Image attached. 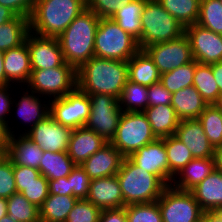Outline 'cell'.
<instances>
[{
  "label": "cell",
  "mask_w": 222,
  "mask_h": 222,
  "mask_svg": "<svg viewBox=\"0 0 222 222\" xmlns=\"http://www.w3.org/2000/svg\"><path fill=\"white\" fill-rule=\"evenodd\" d=\"M128 80L127 61L94 56L77 69V87L87 95L108 94L119 99Z\"/></svg>",
  "instance_id": "obj_1"
},
{
  "label": "cell",
  "mask_w": 222,
  "mask_h": 222,
  "mask_svg": "<svg viewBox=\"0 0 222 222\" xmlns=\"http://www.w3.org/2000/svg\"><path fill=\"white\" fill-rule=\"evenodd\" d=\"M85 9L86 0H37L29 17L30 31L58 38Z\"/></svg>",
  "instance_id": "obj_2"
},
{
  "label": "cell",
  "mask_w": 222,
  "mask_h": 222,
  "mask_svg": "<svg viewBox=\"0 0 222 222\" xmlns=\"http://www.w3.org/2000/svg\"><path fill=\"white\" fill-rule=\"evenodd\" d=\"M100 18L85 9L57 38L66 63L78 69L94 57L95 33Z\"/></svg>",
  "instance_id": "obj_3"
},
{
  "label": "cell",
  "mask_w": 222,
  "mask_h": 222,
  "mask_svg": "<svg viewBox=\"0 0 222 222\" xmlns=\"http://www.w3.org/2000/svg\"><path fill=\"white\" fill-rule=\"evenodd\" d=\"M116 176L120 184L124 207L131 204L155 202L167 187L158 176L138 167L129 157H124Z\"/></svg>",
  "instance_id": "obj_4"
},
{
  "label": "cell",
  "mask_w": 222,
  "mask_h": 222,
  "mask_svg": "<svg viewBox=\"0 0 222 222\" xmlns=\"http://www.w3.org/2000/svg\"><path fill=\"white\" fill-rule=\"evenodd\" d=\"M139 49L179 38L185 28L157 0H146L141 14Z\"/></svg>",
  "instance_id": "obj_5"
},
{
  "label": "cell",
  "mask_w": 222,
  "mask_h": 222,
  "mask_svg": "<svg viewBox=\"0 0 222 222\" xmlns=\"http://www.w3.org/2000/svg\"><path fill=\"white\" fill-rule=\"evenodd\" d=\"M139 50L137 40L122 30L112 18H100L95 33V57L128 61Z\"/></svg>",
  "instance_id": "obj_6"
},
{
  "label": "cell",
  "mask_w": 222,
  "mask_h": 222,
  "mask_svg": "<svg viewBox=\"0 0 222 222\" xmlns=\"http://www.w3.org/2000/svg\"><path fill=\"white\" fill-rule=\"evenodd\" d=\"M155 139L156 136L152 133L151 125L143 112H123L110 143L124 157H129Z\"/></svg>",
  "instance_id": "obj_7"
},
{
  "label": "cell",
  "mask_w": 222,
  "mask_h": 222,
  "mask_svg": "<svg viewBox=\"0 0 222 222\" xmlns=\"http://www.w3.org/2000/svg\"><path fill=\"white\" fill-rule=\"evenodd\" d=\"M27 84L34 93L64 97L77 87V69L65 62L55 68L32 70Z\"/></svg>",
  "instance_id": "obj_8"
},
{
  "label": "cell",
  "mask_w": 222,
  "mask_h": 222,
  "mask_svg": "<svg viewBox=\"0 0 222 222\" xmlns=\"http://www.w3.org/2000/svg\"><path fill=\"white\" fill-rule=\"evenodd\" d=\"M90 115L85 127L102 136L107 142L116 134L123 111L117 98L108 94H92Z\"/></svg>",
  "instance_id": "obj_9"
},
{
  "label": "cell",
  "mask_w": 222,
  "mask_h": 222,
  "mask_svg": "<svg viewBox=\"0 0 222 222\" xmlns=\"http://www.w3.org/2000/svg\"><path fill=\"white\" fill-rule=\"evenodd\" d=\"M163 222H196L203 210L191 191L168 185L157 200Z\"/></svg>",
  "instance_id": "obj_10"
},
{
  "label": "cell",
  "mask_w": 222,
  "mask_h": 222,
  "mask_svg": "<svg viewBox=\"0 0 222 222\" xmlns=\"http://www.w3.org/2000/svg\"><path fill=\"white\" fill-rule=\"evenodd\" d=\"M50 115L63 126L76 129L85 126L90 115L89 95L76 87L64 97L52 99Z\"/></svg>",
  "instance_id": "obj_11"
},
{
  "label": "cell",
  "mask_w": 222,
  "mask_h": 222,
  "mask_svg": "<svg viewBox=\"0 0 222 222\" xmlns=\"http://www.w3.org/2000/svg\"><path fill=\"white\" fill-rule=\"evenodd\" d=\"M143 50L153 60L160 74L194 61L189 40L185 34L171 41L152 44Z\"/></svg>",
  "instance_id": "obj_12"
},
{
  "label": "cell",
  "mask_w": 222,
  "mask_h": 222,
  "mask_svg": "<svg viewBox=\"0 0 222 222\" xmlns=\"http://www.w3.org/2000/svg\"><path fill=\"white\" fill-rule=\"evenodd\" d=\"M194 60L202 64L222 61V35L195 23L185 28Z\"/></svg>",
  "instance_id": "obj_13"
},
{
  "label": "cell",
  "mask_w": 222,
  "mask_h": 222,
  "mask_svg": "<svg viewBox=\"0 0 222 222\" xmlns=\"http://www.w3.org/2000/svg\"><path fill=\"white\" fill-rule=\"evenodd\" d=\"M73 129L61 125L49 114L24 134L42 150L51 152L67 151Z\"/></svg>",
  "instance_id": "obj_14"
},
{
  "label": "cell",
  "mask_w": 222,
  "mask_h": 222,
  "mask_svg": "<svg viewBox=\"0 0 222 222\" xmlns=\"http://www.w3.org/2000/svg\"><path fill=\"white\" fill-rule=\"evenodd\" d=\"M26 42L32 70L55 68L65 63L56 37H43L30 31Z\"/></svg>",
  "instance_id": "obj_15"
},
{
  "label": "cell",
  "mask_w": 222,
  "mask_h": 222,
  "mask_svg": "<svg viewBox=\"0 0 222 222\" xmlns=\"http://www.w3.org/2000/svg\"><path fill=\"white\" fill-rule=\"evenodd\" d=\"M129 158L146 172L158 176L168 186V161L164 138H156Z\"/></svg>",
  "instance_id": "obj_16"
},
{
  "label": "cell",
  "mask_w": 222,
  "mask_h": 222,
  "mask_svg": "<svg viewBox=\"0 0 222 222\" xmlns=\"http://www.w3.org/2000/svg\"><path fill=\"white\" fill-rule=\"evenodd\" d=\"M175 136L190 150L193 158H215L216 149L198 119L181 120Z\"/></svg>",
  "instance_id": "obj_17"
},
{
  "label": "cell",
  "mask_w": 222,
  "mask_h": 222,
  "mask_svg": "<svg viewBox=\"0 0 222 222\" xmlns=\"http://www.w3.org/2000/svg\"><path fill=\"white\" fill-rule=\"evenodd\" d=\"M86 199L101 210L124 207L123 196L116 175L92 179Z\"/></svg>",
  "instance_id": "obj_18"
},
{
  "label": "cell",
  "mask_w": 222,
  "mask_h": 222,
  "mask_svg": "<svg viewBox=\"0 0 222 222\" xmlns=\"http://www.w3.org/2000/svg\"><path fill=\"white\" fill-rule=\"evenodd\" d=\"M124 156L108 142L80 166L91 179L116 175Z\"/></svg>",
  "instance_id": "obj_19"
},
{
  "label": "cell",
  "mask_w": 222,
  "mask_h": 222,
  "mask_svg": "<svg viewBox=\"0 0 222 222\" xmlns=\"http://www.w3.org/2000/svg\"><path fill=\"white\" fill-rule=\"evenodd\" d=\"M107 143L102 136L83 126L73 129L67 152L76 165H81Z\"/></svg>",
  "instance_id": "obj_20"
},
{
  "label": "cell",
  "mask_w": 222,
  "mask_h": 222,
  "mask_svg": "<svg viewBox=\"0 0 222 222\" xmlns=\"http://www.w3.org/2000/svg\"><path fill=\"white\" fill-rule=\"evenodd\" d=\"M6 85L10 82L27 83L31 75V62L27 42L4 52Z\"/></svg>",
  "instance_id": "obj_21"
},
{
  "label": "cell",
  "mask_w": 222,
  "mask_h": 222,
  "mask_svg": "<svg viewBox=\"0 0 222 222\" xmlns=\"http://www.w3.org/2000/svg\"><path fill=\"white\" fill-rule=\"evenodd\" d=\"M14 135L15 134H12L10 136L6 156L14 165L38 169L40 161L43 158L44 150L30 140L25 134H20L17 139H15Z\"/></svg>",
  "instance_id": "obj_22"
},
{
  "label": "cell",
  "mask_w": 222,
  "mask_h": 222,
  "mask_svg": "<svg viewBox=\"0 0 222 222\" xmlns=\"http://www.w3.org/2000/svg\"><path fill=\"white\" fill-rule=\"evenodd\" d=\"M216 168L215 158H193L177 175L171 184L174 188L191 191ZM176 178L179 180L176 181Z\"/></svg>",
  "instance_id": "obj_23"
},
{
  "label": "cell",
  "mask_w": 222,
  "mask_h": 222,
  "mask_svg": "<svg viewBox=\"0 0 222 222\" xmlns=\"http://www.w3.org/2000/svg\"><path fill=\"white\" fill-rule=\"evenodd\" d=\"M207 105L194 86H188L172 94L171 106L180 120L198 119Z\"/></svg>",
  "instance_id": "obj_24"
},
{
  "label": "cell",
  "mask_w": 222,
  "mask_h": 222,
  "mask_svg": "<svg viewBox=\"0 0 222 222\" xmlns=\"http://www.w3.org/2000/svg\"><path fill=\"white\" fill-rule=\"evenodd\" d=\"M203 211L222 206V170H215L191 190Z\"/></svg>",
  "instance_id": "obj_25"
},
{
  "label": "cell",
  "mask_w": 222,
  "mask_h": 222,
  "mask_svg": "<svg viewBox=\"0 0 222 222\" xmlns=\"http://www.w3.org/2000/svg\"><path fill=\"white\" fill-rule=\"evenodd\" d=\"M151 125L152 133L156 138L169 137L175 135L180 123L174 108L171 105H158L148 107L143 111Z\"/></svg>",
  "instance_id": "obj_26"
},
{
  "label": "cell",
  "mask_w": 222,
  "mask_h": 222,
  "mask_svg": "<svg viewBox=\"0 0 222 222\" xmlns=\"http://www.w3.org/2000/svg\"><path fill=\"white\" fill-rule=\"evenodd\" d=\"M127 64L131 82L148 87L160 81L158 68L144 50L140 49Z\"/></svg>",
  "instance_id": "obj_27"
},
{
  "label": "cell",
  "mask_w": 222,
  "mask_h": 222,
  "mask_svg": "<svg viewBox=\"0 0 222 222\" xmlns=\"http://www.w3.org/2000/svg\"><path fill=\"white\" fill-rule=\"evenodd\" d=\"M76 164L67 151L51 152L44 150L38 170L47 180L68 177Z\"/></svg>",
  "instance_id": "obj_28"
},
{
  "label": "cell",
  "mask_w": 222,
  "mask_h": 222,
  "mask_svg": "<svg viewBox=\"0 0 222 222\" xmlns=\"http://www.w3.org/2000/svg\"><path fill=\"white\" fill-rule=\"evenodd\" d=\"M77 200L75 196L49 194L39 208L40 222H65Z\"/></svg>",
  "instance_id": "obj_29"
},
{
  "label": "cell",
  "mask_w": 222,
  "mask_h": 222,
  "mask_svg": "<svg viewBox=\"0 0 222 222\" xmlns=\"http://www.w3.org/2000/svg\"><path fill=\"white\" fill-rule=\"evenodd\" d=\"M146 0H132L122 5L112 19L137 41L141 38V14Z\"/></svg>",
  "instance_id": "obj_30"
},
{
  "label": "cell",
  "mask_w": 222,
  "mask_h": 222,
  "mask_svg": "<svg viewBox=\"0 0 222 222\" xmlns=\"http://www.w3.org/2000/svg\"><path fill=\"white\" fill-rule=\"evenodd\" d=\"M30 32L29 18L16 16L14 19L0 25V51L19 47L26 41Z\"/></svg>",
  "instance_id": "obj_31"
},
{
  "label": "cell",
  "mask_w": 222,
  "mask_h": 222,
  "mask_svg": "<svg viewBox=\"0 0 222 222\" xmlns=\"http://www.w3.org/2000/svg\"><path fill=\"white\" fill-rule=\"evenodd\" d=\"M168 161V185L192 159L190 150L175 135L164 137ZM170 183V184H169Z\"/></svg>",
  "instance_id": "obj_32"
},
{
  "label": "cell",
  "mask_w": 222,
  "mask_h": 222,
  "mask_svg": "<svg viewBox=\"0 0 222 222\" xmlns=\"http://www.w3.org/2000/svg\"><path fill=\"white\" fill-rule=\"evenodd\" d=\"M193 86L208 105L215 104L221 94L213 75L212 64H202L195 60Z\"/></svg>",
  "instance_id": "obj_33"
},
{
  "label": "cell",
  "mask_w": 222,
  "mask_h": 222,
  "mask_svg": "<svg viewBox=\"0 0 222 222\" xmlns=\"http://www.w3.org/2000/svg\"><path fill=\"white\" fill-rule=\"evenodd\" d=\"M184 28L198 20L201 0H157Z\"/></svg>",
  "instance_id": "obj_34"
},
{
  "label": "cell",
  "mask_w": 222,
  "mask_h": 222,
  "mask_svg": "<svg viewBox=\"0 0 222 222\" xmlns=\"http://www.w3.org/2000/svg\"><path fill=\"white\" fill-rule=\"evenodd\" d=\"M31 94L27 91L21 96L19 102L16 103V106L18 107L16 113L19 118L21 117V119L24 120V122L31 124L30 129L50 114V107H48L47 104L44 105V103L42 106L41 99L39 100V97L37 98L33 91H31Z\"/></svg>",
  "instance_id": "obj_35"
},
{
  "label": "cell",
  "mask_w": 222,
  "mask_h": 222,
  "mask_svg": "<svg viewBox=\"0 0 222 222\" xmlns=\"http://www.w3.org/2000/svg\"><path fill=\"white\" fill-rule=\"evenodd\" d=\"M118 101L123 112H143L148 108V87L128 80Z\"/></svg>",
  "instance_id": "obj_36"
},
{
  "label": "cell",
  "mask_w": 222,
  "mask_h": 222,
  "mask_svg": "<svg viewBox=\"0 0 222 222\" xmlns=\"http://www.w3.org/2000/svg\"><path fill=\"white\" fill-rule=\"evenodd\" d=\"M7 214L15 222H40L39 208L18 192L7 199Z\"/></svg>",
  "instance_id": "obj_37"
},
{
  "label": "cell",
  "mask_w": 222,
  "mask_h": 222,
  "mask_svg": "<svg viewBox=\"0 0 222 222\" xmlns=\"http://www.w3.org/2000/svg\"><path fill=\"white\" fill-rule=\"evenodd\" d=\"M198 120L214 148L222 146V111L214 104L207 105Z\"/></svg>",
  "instance_id": "obj_38"
},
{
  "label": "cell",
  "mask_w": 222,
  "mask_h": 222,
  "mask_svg": "<svg viewBox=\"0 0 222 222\" xmlns=\"http://www.w3.org/2000/svg\"><path fill=\"white\" fill-rule=\"evenodd\" d=\"M194 72L195 60L161 74L160 82L173 94L180 89L193 86Z\"/></svg>",
  "instance_id": "obj_39"
},
{
  "label": "cell",
  "mask_w": 222,
  "mask_h": 222,
  "mask_svg": "<svg viewBox=\"0 0 222 222\" xmlns=\"http://www.w3.org/2000/svg\"><path fill=\"white\" fill-rule=\"evenodd\" d=\"M196 23L222 35V2L220 0H201Z\"/></svg>",
  "instance_id": "obj_40"
},
{
  "label": "cell",
  "mask_w": 222,
  "mask_h": 222,
  "mask_svg": "<svg viewBox=\"0 0 222 222\" xmlns=\"http://www.w3.org/2000/svg\"><path fill=\"white\" fill-rule=\"evenodd\" d=\"M127 222H163L157 201L125 206Z\"/></svg>",
  "instance_id": "obj_41"
},
{
  "label": "cell",
  "mask_w": 222,
  "mask_h": 222,
  "mask_svg": "<svg viewBox=\"0 0 222 222\" xmlns=\"http://www.w3.org/2000/svg\"><path fill=\"white\" fill-rule=\"evenodd\" d=\"M16 190L21 193L30 203L40 208L49 196V183L42 174L29 185H16Z\"/></svg>",
  "instance_id": "obj_42"
},
{
  "label": "cell",
  "mask_w": 222,
  "mask_h": 222,
  "mask_svg": "<svg viewBox=\"0 0 222 222\" xmlns=\"http://www.w3.org/2000/svg\"><path fill=\"white\" fill-rule=\"evenodd\" d=\"M101 211L87 199H78L65 222H99Z\"/></svg>",
  "instance_id": "obj_43"
},
{
  "label": "cell",
  "mask_w": 222,
  "mask_h": 222,
  "mask_svg": "<svg viewBox=\"0 0 222 222\" xmlns=\"http://www.w3.org/2000/svg\"><path fill=\"white\" fill-rule=\"evenodd\" d=\"M17 193L13 164L6 156H0V198L8 199Z\"/></svg>",
  "instance_id": "obj_44"
},
{
  "label": "cell",
  "mask_w": 222,
  "mask_h": 222,
  "mask_svg": "<svg viewBox=\"0 0 222 222\" xmlns=\"http://www.w3.org/2000/svg\"><path fill=\"white\" fill-rule=\"evenodd\" d=\"M72 191V196L78 199H86L89 194V187L91 178L86 174L85 170L80 166L76 165L69 176L67 177Z\"/></svg>",
  "instance_id": "obj_45"
},
{
  "label": "cell",
  "mask_w": 222,
  "mask_h": 222,
  "mask_svg": "<svg viewBox=\"0 0 222 222\" xmlns=\"http://www.w3.org/2000/svg\"><path fill=\"white\" fill-rule=\"evenodd\" d=\"M132 0H86L87 9L99 18H112L117 10Z\"/></svg>",
  "instance_id": "obj_46"
},
{
  "label": "cell",
  "mask_w": 222,
  "mask_h": 222,
  "mask_svg": "<svg viewBox=\"0 0 222 222\" xmlns=\"http://www.w3.org/2000/svg\"><path fill=\"white\" fill-rule=\"evenodd\" d=\"M172 93L159 81L148 86V107L171 105Z\"/></svg>",
  "instance_id": "obj_47"
},
{
  "label": "cell",
  "mask_w": 222,
  "mask_h": 222,
  "mask_svg": "<svg viewBox=\"0 0 222 222\" xmlns=\"http://www.w3.org/2000/svg\"><path fill=\"white\" fill-rule=\"evenodd\" d=\"M37 0H0V5L8 7L17 16L30 17Z\"/></svg>",
  "instance_id": "obj_48"
},
{
  "label": "cell",
  "mask_w": 222,
  "mask_h": 222,
  "mask_svg": "<svg viewBox=\"0 0 222 222\" xmlns=\"http://www.w3.org/2000/svg\"><path fill=\"white\" fill-rule=\"evenodd\" d=\"M13 173L16 185H29L41 175L38 169L14 164Z\"/></svg>",
  "instance_id": "obj_49"
},
{
  "label": "cell",
  "mask_w": 222,
  "mask_h": 222,
  "mask_svg": "<svg viewBox=\"0 0 222 222\" xmlns=\"http://www.w3.org/2000/svg\"><path fill=\"white\" fill-rule=\"evenodd\" d=\"M8 86L10 85L0 86V121L4 124H7V126L9 121H6V114L9 113L11 109L10 106L13 103L11 100L12 98L9 97L11 94H8V91L10 92V87Z\"/></svg>",
  "instance_id": "obj_50"
},
{
  "label": "cell",
  "mask_w": 222,
  "mask_h": 222,
  "mask_svg": "<svg viewBox=\"0 0 222 222\" xmlns=\"http://www.w3.org/2000/svg\"><path fill=\"white\" fill-rule=\"evenodd\" d=\"M49 194L72 196L70 185L67 177L59 178L56 180H48Z\"/></svg>",
  "instance_id": "obj_51"
},
{
  "label": "cell",
  "mask_w": 222,
  "mask_h": 222,
  "mask_svg": "<svg viewBox=\"0 0 222 222\" xmlns=\"http://www.w3.org/2000/svg\"><path fill=\"white\" fill-rule=\"evenodd\" d=\"M99 222H127L125 207L102 210Z\"/></svg>",
  "instance_id": "obj_52"
},
{
  "label": "cell",
  "mask_w": 222,
  "mask_h": 222,
  "mask_svg": "<svg viewBox=\"0 0 222 222\" xmlns=\"http://www.w3.org/2000/svg\"><path fill=\"white\" fill-rule=\"evenodd\" d=\"M12 133L10 127L0 121V156L6 155Z\"/></svg>",
  "instance_id": "obj_53"
},
{
  "label": "cell",
  "mask_w": 222,
  "mask_h": 222,
  "mask_svg": "<svg viewBox=\"0 0 222 222\" xmlns=\"http://www.w3.org/2000/svg\"><path fill=\"white\" fill-rule=\"evenodd\" d=\"M201 218L204 222H222V206L204 211Z\"/></svg>",
  "instance_id": "obj_54"
},
{
  "label": "cell",
  "mask_w": 222,
  "mask_h": 222,
  "mask_svg": "<svg viewBox=\"0 0 222 222\" xmlns=\"http://www.w3.org/2000/svg\"><path fill=\"white\" fill-rule=\"evenodd\" d=\"M212 70L219 92L222 93V61L213 63Z\"/></svg>",
  "instance_id": "obj_55"
},
{
  "label": "cell",
  "mask_w": 222,
  "mask_h": 222,
  "mask_svg": "<svg viewBox=\"0 0 222 222\" xmlns=\"http://www.w3.org/2000/svg\"><path fill=\"white\" fill-rule=\"evenodd\" d=\"M16 16L8 7L0 5V25L14 19Z\"/></svg>",
  "instance_id": "obj_56"
},
{
  "label": "cell",
  "mask_w": 222,
  "mask_h": 222,
  "mask_svg": "<svg viewBox=\"0 0 222 222\" xmlns=\"http://www.w3.org/2000/svg\"><path fill=\"white\" fill-rule=\"evenodd\" d=\"M6 85V77L4 71V52L0 51V86Z\"/></svg>",
  "instance_id": "obj_57"
},
{
  "label": "cell",
  "mask_w": 222,
  "mask_h": 222,
  "mask_svg": "<svg viewBox=\"0 0 222 222\" xmlns=\"http://www.w3.org/2000/svg\"><path fill=\"white\" fill-rule=\"evenodd\" d=\"M215 160H216V168L222 170V146L216 148Z\"/></svg>",
  "instance_id": "obj_58"
},
{
  "label": "cell",
  "mask_w": 222,
  "mask_h": 222,
  "mask_svg": "<svg viewBox=\"0 0 222 222\" xmlns=\"http://www.w3.org/2000/svg\"><path fill=\"white\" fill-rule=\"evenodd\" d=\"M7 215V199L0 198V219Z\"/></svg>",
  "instance_id": "obj_59"
},
{
  "label": "cell",
  "mask_w": 222,
  "mask_h": 222,
  "mask_svg": "<svg viewBox=\"0 0 222 222\" xmlns=\"http://www.w3.org/2000/svg\"><path fill=\"white\" fill-rule=\"evenodd\" d=\"M214 105L222 111V93L219 95L218 100Z\"/></svg>",
  "instance_id": "obj_60"
},
{
  "label": "cell",
  "mask_w": 222,
  "mask_h": 222,
  "mask_svg": "<svg viewBox=\"0 0 222 222\" xmlns=\"http://www.w3.org/2000/svg\"><path fill=\"white\" fill-rule=\"evenodd\" d=\"M0 222H15L13 221L10 216L7 214L5 216H3L1 219H0Z\"/></svg>",
  "instance_id": "obj_61"
},
{
  "label": "cell",
  "mask_w": 222,
  "mask_h": 222,
  "mask_svg": "<svg viewBox=\"0 0 222 222\" xmlns=\"http://www.w3.org/2000/svg\"><path fill=\"white\" fill-rule=\"evenodd\" d=\"M196 222H204L202 218H200L199 220H197Z\"/></svg>",
  "instance_id": "obj_62"
}]
</instances>
